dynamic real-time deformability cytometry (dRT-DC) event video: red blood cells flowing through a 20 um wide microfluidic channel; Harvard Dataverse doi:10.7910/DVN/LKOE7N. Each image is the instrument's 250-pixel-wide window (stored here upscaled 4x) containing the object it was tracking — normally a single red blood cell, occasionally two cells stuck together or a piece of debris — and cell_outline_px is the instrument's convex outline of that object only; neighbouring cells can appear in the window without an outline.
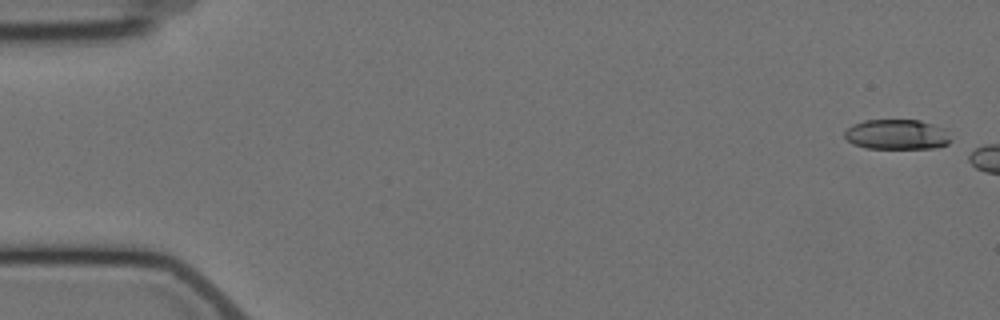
{"species": "Egyptian fruit bat (a non-hibernating species)", "species_latin": "Rousettus aegyptiacus", "temperature_condition": "cold", "stored_images_in_passage": 3, "camera_frame_rate_fps": 3000, "um_per_image_px": 0.085, "animal": {"sex": "female"}, "frame": {"image": 1, "passage_image": 1, "time_ms": 0.0, "image_size_px": [1000, 320], "cell_outline_px": [[952, 140], [948, 144], [936, 148], [864, 148], [852, 144], [844, 136], [844, 132], [852, 124], [864, 120], [920, 120], [944, 128]], "centroid_in_image_um": [76.23, 11.43], "position_along_channel_um": 8.8, "area_um2": 18.73}}